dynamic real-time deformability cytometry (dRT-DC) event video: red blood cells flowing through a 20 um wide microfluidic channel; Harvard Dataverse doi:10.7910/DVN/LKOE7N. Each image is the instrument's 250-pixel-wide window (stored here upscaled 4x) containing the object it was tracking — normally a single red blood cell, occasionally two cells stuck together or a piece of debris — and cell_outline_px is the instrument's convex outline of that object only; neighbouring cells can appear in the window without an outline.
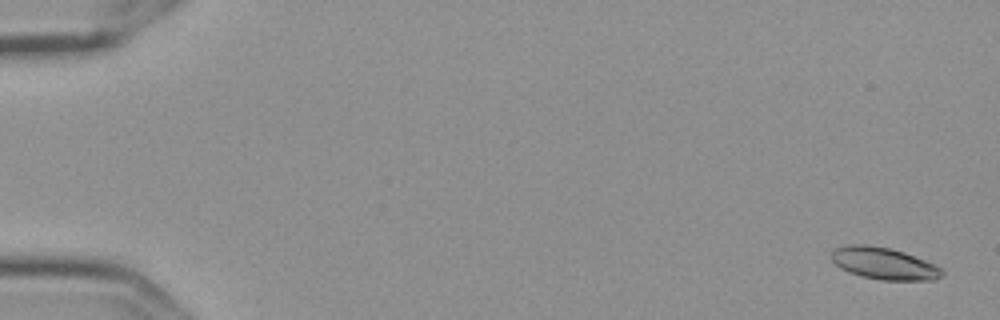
{"species": "Egyptian fruit bat (a non-hibernating species)", "species_latin": "Rousettus aegyptiacus", "temperature_condition": "cold", "stored_images_in_passage": 7, "camera_frame_rate_fps": 3000, "um_per_image_px": 0.085, "frame": {"image": 1, "passage_image": 1, "time_ms": 0.0, "image_size_px": [1000, 320], "cell_outline_px": [[944, 276], [936, 280], [880, 280], [860, 276], [848, 272], [840, 268], [832, 260], [832, 252], [836, 248], [848, 244], [868, 244], [888, 248], [904, 252], [924, 260], [940, 268], [944, 272]], "centroid_in_image_um": [75.13, 22.4], "position_along_channel_um": 9.9, "area_um2": 20.58}}
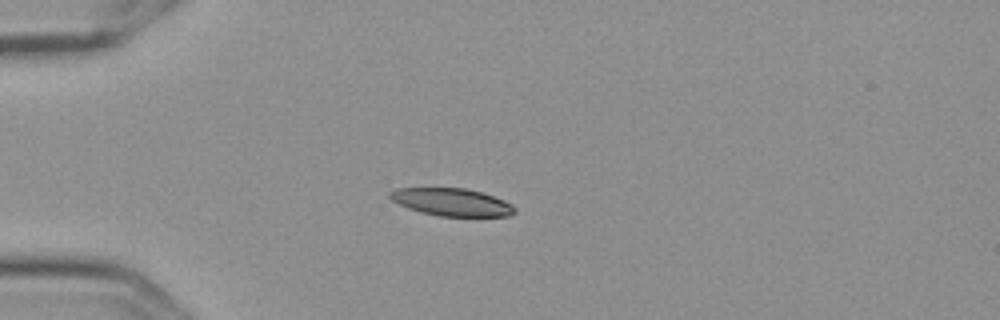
{"frame": {"image": 2, "passage_image": 5, "time_ms": 1.333, "image_size_px": [1000, 320], "cell_outline_px": [[516, 212], [508, 216], [440, 216], [420, 212], [408, 208], [392, 200], [388, 196], [388, 192], [396, 188], [464, 188], [480, 192], [504, 200], [512, 204], [516, 208]], "centroid_in_image_um": [38.39, 17.18], "position_along_channel_um": 46.6, "area_um2": 20.0}}
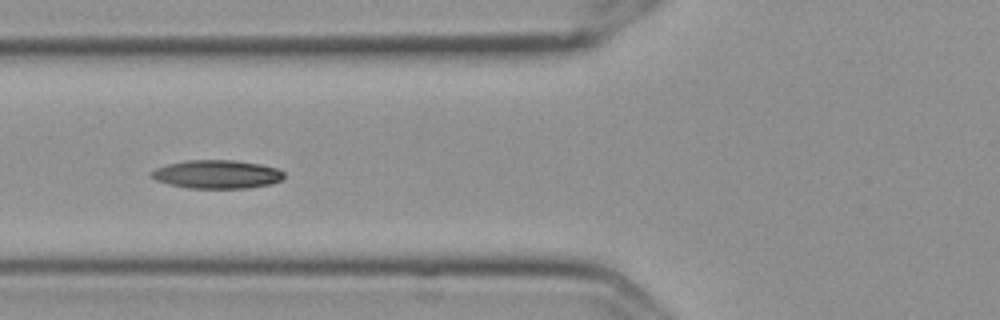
{"frame": {"image": 3, "passage_image": 7, "time_ms": 2.0, "image_size_px": [1000, 320], "cell_outline_px": [[284, 176], [280, 180], [272, 184], [248, 188], [188, 188], [168, 184], [156, 180], [152, 176], [152, 172], [156, 168], [168, 164], [188, 160], [236, 160], [260, 164], [276, 168], [284, 172]], "centroid_in_image_um": [18.46, 14.81], "position_along_channel_um": 107.3, "area_um2": 21.91}}